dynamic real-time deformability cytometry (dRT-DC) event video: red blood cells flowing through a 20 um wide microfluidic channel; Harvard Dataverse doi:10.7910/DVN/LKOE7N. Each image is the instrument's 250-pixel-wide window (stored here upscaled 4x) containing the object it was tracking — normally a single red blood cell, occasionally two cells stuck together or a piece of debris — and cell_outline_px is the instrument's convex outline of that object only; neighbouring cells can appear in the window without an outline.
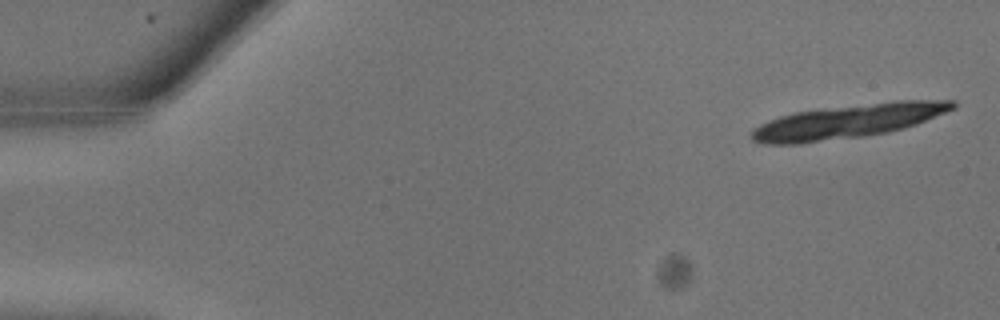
{"species": "common noctule bat (a hibernating species)", "species_latin": "Nyctalus noctula", "temperature_condition": "warm", "stored_images_in_passage": 9, "camera_frame_rate_fps": 3000, "um_per_image_px": 0.085, "animal": {"sex": "male", "body_mass_g": 13.3}, "frame": {"image": 1, "passage_image": 1, "time_ms": 0.0, "image_size_px": [1000, 320], "cell_outline_px": [[956, 108], [916, 124], [904, 128], [888, 132], [864, 136], [800, 144], [764, 144], [752, 140], [752, 128], [768, 120], [792, 112], [896, 100], [956, 100]], "centroid_in_image_um": [72.07, 10.31], "position_along_channel_um": 12.9, "area_um2": 39.77}}